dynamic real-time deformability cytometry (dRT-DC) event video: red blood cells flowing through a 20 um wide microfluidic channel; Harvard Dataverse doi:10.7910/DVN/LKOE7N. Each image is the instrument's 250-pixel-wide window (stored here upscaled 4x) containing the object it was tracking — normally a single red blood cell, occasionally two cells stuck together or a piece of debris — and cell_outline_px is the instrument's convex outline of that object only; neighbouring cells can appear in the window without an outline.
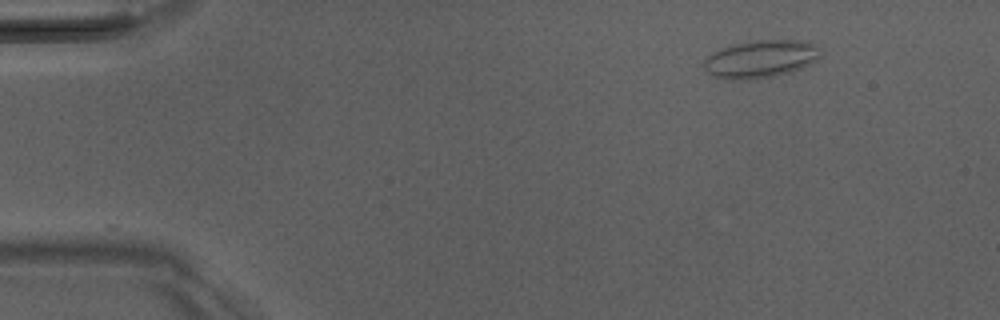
{"species": "Egyptian fruit bat (a non-hibernating species)", "species_latin": "Rousettus aegyptiacus", "temperature_condition": "room temperature", "stored_images_in_passage": 4, "camera_frame_rate_fps": 3000, "um_per_image_px": 0.085, "animal": {"sex": "male"}, "frame": {"image": 1, "passage_image": 1, "time_ms": 0.0, "image_size_px": [1000, 320], "cell_outline_px": [[820, 48], [816, 60], [800, 68], [788, 72], [772, 76], [752, 80], [728, 80], [712, 76], [704, 68], [704, 60], [712, 52], [720, 48], [736, 44], [760, 40], [796, 40], [816, 44]], "centroid_in_image_um": [64.6, 5.02], "position_along_channel_um": 20.4, "area_um2": 25.37}}